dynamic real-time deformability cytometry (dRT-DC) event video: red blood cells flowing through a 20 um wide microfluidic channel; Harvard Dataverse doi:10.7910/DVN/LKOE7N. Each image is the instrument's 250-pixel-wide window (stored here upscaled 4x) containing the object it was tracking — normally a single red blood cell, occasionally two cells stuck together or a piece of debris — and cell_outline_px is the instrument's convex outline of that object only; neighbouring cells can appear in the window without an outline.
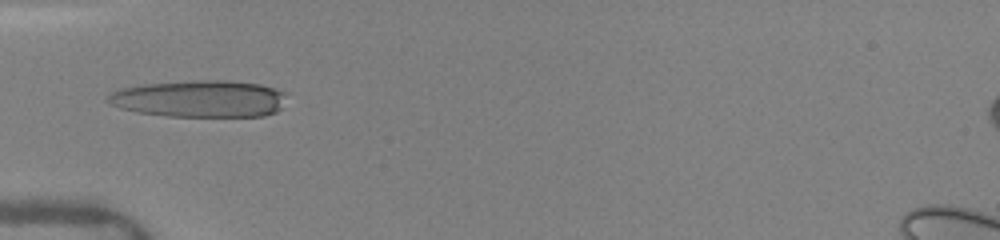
{"species": "human", "species_latin": "Homo sapiens", "temperature_condition": "warm", "stored_images_in_passage": 12, "camera_frame_rate_fps": 3000, "um_per_image_px": 0.085, "donor": {"sex": "female"}, "frame": {"image": 1, "passage_image": 2, "time_ms": 1.0, "image_size_px": [1000, 240], "cell_outline_px": [[284, 92], [280, 108], [276, 112], [264, 116], [168, 116], [140, 112], [120, 108], [108, 104], [104, 100], [104, 96], [112, 92], [124, 88], [144, 84], [192, 80], [228, 80], [260, 84]], "centroid_in_image_um": [16.9, 8.39], "position_along_channel_um": 68.1, "area_um2": 38.38}}
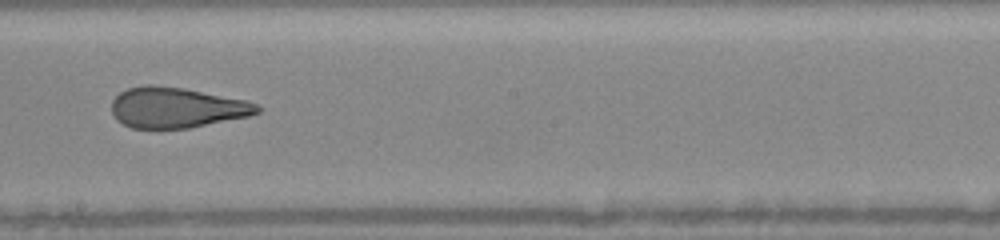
{"frame": {"image": 2, "passage_image": 6, "time_ms": 5.0, "image_size_px": [1000, 240], "cell_outline_px": [[264, 108], [260, 112], [248, 116], [188, 128], [132, 128], [116, 120], [112, 112], [112, 100], [120, 92], [128, 88], [144, 84], [152, 84], [180, 88], [248, 100]], "centroid_in_image_um": [15.0, 9.14], "position_along_channel_um": 233.2, "area_um2": 34.28}}
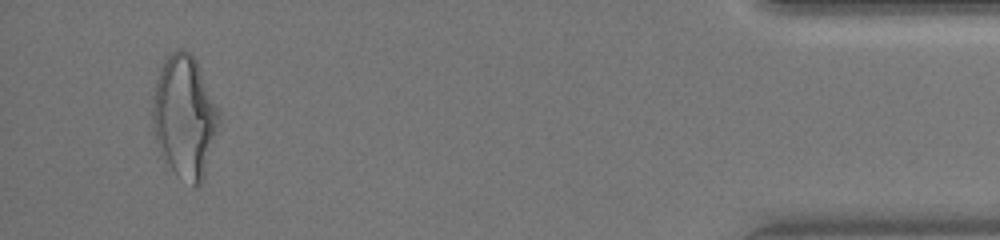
{"frame": {"image": 3, "passage_image": 12, "time_ms": 11.0, "image_size_px": [1000, 240], "cell_outline_px": [[220, 120], [204, 176], [200, 184], [192, 188], [176, 176], [160, 148], [156, 140], [152, 116], [152, 104], [156, 80], [168, 52], [176, 48], [188, 52], [196, 60], [200, 68], [220, 116]], "centroid_in_image_um": [15.68, 9.92], "position_along_channel_um": 419.5, "area_um2": 46.7}, "authors_computed_cell_mechanics": {"area_um2": 36.125, "velocity_mm_per_s": 4.156, "shape_relaxation_time_tau1_ms": 7.8987, "shape_relaxation_time_tau2_ms": 1.1756, "deformation_change_tau1": 0.2641, "deformation_change_tau2": 0.1007}}